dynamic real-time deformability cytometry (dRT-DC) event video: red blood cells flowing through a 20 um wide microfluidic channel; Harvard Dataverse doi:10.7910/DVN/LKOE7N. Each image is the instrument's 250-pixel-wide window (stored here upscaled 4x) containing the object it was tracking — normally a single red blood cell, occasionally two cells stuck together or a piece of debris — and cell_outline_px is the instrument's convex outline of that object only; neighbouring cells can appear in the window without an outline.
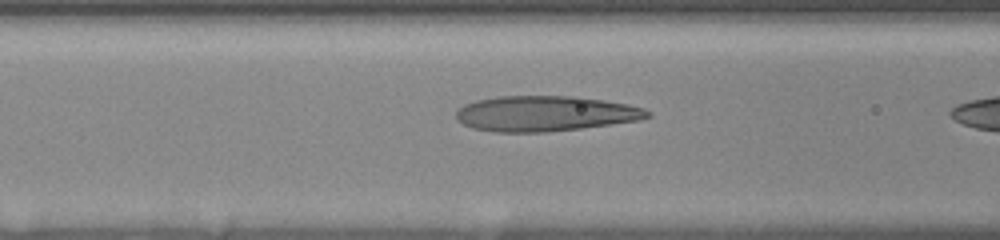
{"species": "human", "species_latin": "Homo sapiens", "temperature_condition": "room temperature", "stored_images_in_passage": 10, "camera_frame_rate_fps": 3000, "um_per_image_px": 0.085, "donor": {"sex": "female"}, "frame": {"image": 1, "passage_image": 9, "time_ms": 2.667, "image_size_px": [1000, 240], "cell_outline_px": [[652, 116], [640, 120], [580, 128], [544, 132], [496, 132], [472, 128], [464, 124], [456, 116], [456, 112], [464, 104], [476, 100], [500, 96], [576, 96], [604, 100], [628, 104], [644, 108], [652, 112]], "centroid_in_image_um": [46.38, 9.65], "position_along_channel_um": 120.2, "area_um2": 39.42}}